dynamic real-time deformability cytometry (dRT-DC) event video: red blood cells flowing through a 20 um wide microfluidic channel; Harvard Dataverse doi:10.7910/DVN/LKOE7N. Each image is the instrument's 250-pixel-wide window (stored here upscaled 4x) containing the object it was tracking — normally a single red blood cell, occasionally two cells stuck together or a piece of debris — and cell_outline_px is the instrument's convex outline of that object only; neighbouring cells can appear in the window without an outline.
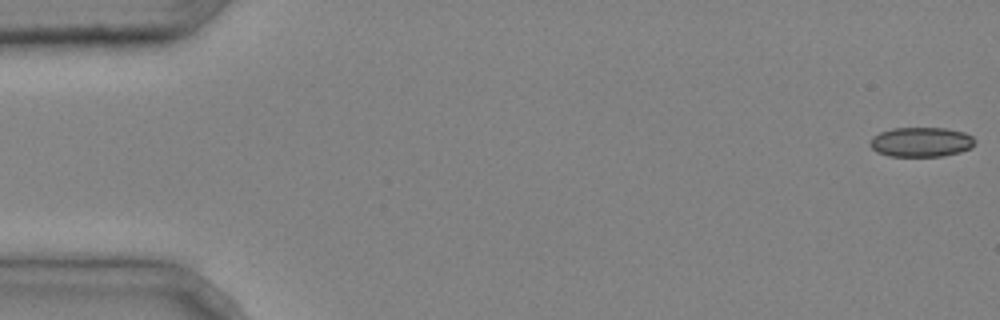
{"species": "common noctule bat (a hibernating species)", "species_latin": "Nyctalus noctula", "temperature_condition": "cold", "stored_images_in_passage": 5, "camera_frame_rate_fps": 3000, "um_per_image_px": 0.085, "animal": {"sex": "male", "body_mass_g": 20.4}, "frame": {"image": 1, "passage_image": 1, "time_ms": 0.0, "image_size_px": [1000, 320], "cell_outline_px": [[976, 144], [972, 148], [960, 152], [944, 156], [888, 156], [876, 152], [868, 144], [872, 136], [880, 132], [892, 128], [944, 128], [964, 132], [972, 136], [976, 140]], "centroid_in_image_um": [78.3, 12.07], "position_along_channel_um": 6.7, "area_um2": 18.38}}
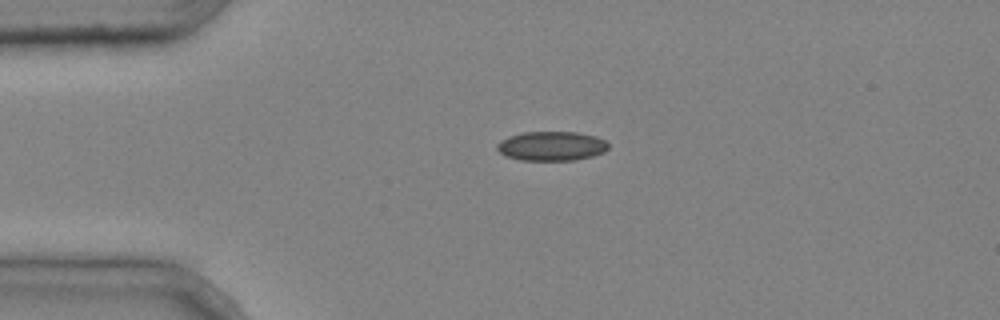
{"frame": {"image": 2, "passage_image": 3, "time_ms": 0.667, "image_size_px": [1000, 320], "cell_outline_px": [[608, 148], [604, 152], [592, 156], [576, 160], [520, 160], [508, 156], [500, 152], [496, 148], [496, 144], [500, 140], [508, 136], [520, 132], [576, 132], [596, 136], [604, 140], [608, 144]], "centroid_in_image_um": [46.86, 12.4], "position_along_channel_um": 38.1, "area_um2": 19.07}}